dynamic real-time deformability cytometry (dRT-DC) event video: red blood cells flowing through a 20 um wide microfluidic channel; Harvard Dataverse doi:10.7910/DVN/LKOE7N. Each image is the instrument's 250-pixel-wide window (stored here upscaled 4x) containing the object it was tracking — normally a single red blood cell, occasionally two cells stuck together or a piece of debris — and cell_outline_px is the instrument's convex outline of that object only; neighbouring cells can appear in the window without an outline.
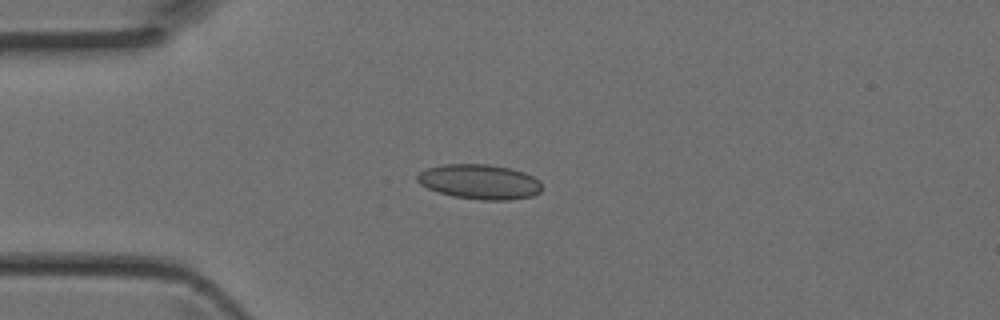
{"species": "Egyptian fruit bat (a non-hibernating species)", "species_latin": "Rousettus aegyptiacus", "temperature_condition": "room temperature", "stored_images_in_passage": 33, "camera_frame_rate_fps": 3000, "um_per_image_px": 0.085, "animal": {"sex": "female"}, "frame": {"image": 1, "passage_image": 1, "time_ms": 0.0, "image_size_px": [1000, 320], "cell_outline_px": [[544, 188], [540, 192], [532, 196], [508, 200], [480, 200], [452, 196], [428, 188], [420, 184], [416, 180], [416, 176], [424, 168], [440, 164], [488, 164], [512, 168], [524, 172], [540, 180]], "centroid_in_image_um": [40.78, 15.44], "position_along_channel_um": 44.2, "area_um2": 25.66}}
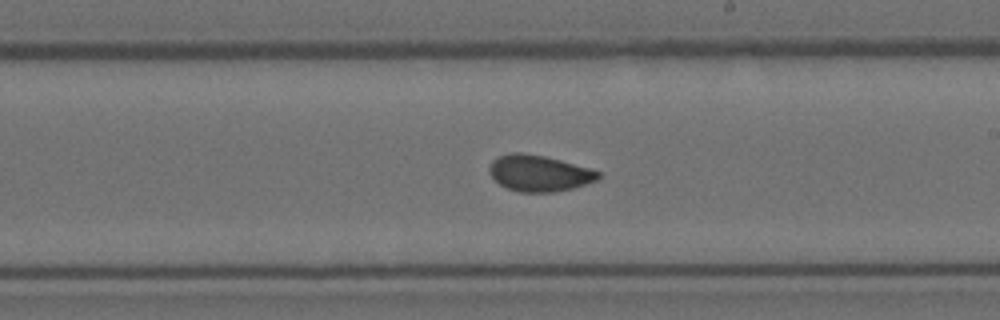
{"frame": {"image": 2, "passage_image": 15, "time_ms": 4.667, "image_size_px": [1000, 320], "cell_outline_px": [[600, 176], [596, 180], [572, 188], [552, 192], [520, 192], [508, 188], [500, 184], [488, 172], [488, 168], [492, 160], [500, 156], [512, 152], [520, 152], [544, 156], [560, 160], [588, 168], [600, 172]], "centroid_in_image_um": [45.79, 14.72], "position_along_channel_um": 243.2, "area_um2": 22.66}}
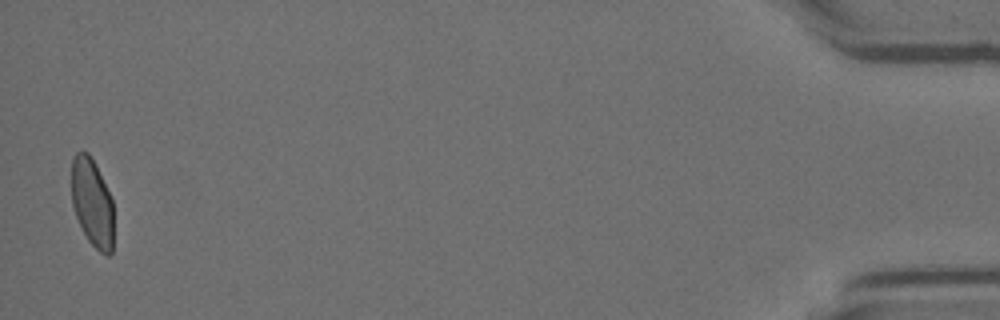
{"frame": {"image": 3, "passage_image": 33, "time_ms": 10.667, "image_size_px": [1000, 320], "cell_outline_px": [[112, 252], [108, 256], [104, 256], [88, 240], [76, 216], [72, 204], [72, 156], [76, 152], [88, 152], [112, 200]], "centroid_in_image_um": [7.82, 17.25], "position_along_channel_um": 427.4, "area_um2": 21.1}}